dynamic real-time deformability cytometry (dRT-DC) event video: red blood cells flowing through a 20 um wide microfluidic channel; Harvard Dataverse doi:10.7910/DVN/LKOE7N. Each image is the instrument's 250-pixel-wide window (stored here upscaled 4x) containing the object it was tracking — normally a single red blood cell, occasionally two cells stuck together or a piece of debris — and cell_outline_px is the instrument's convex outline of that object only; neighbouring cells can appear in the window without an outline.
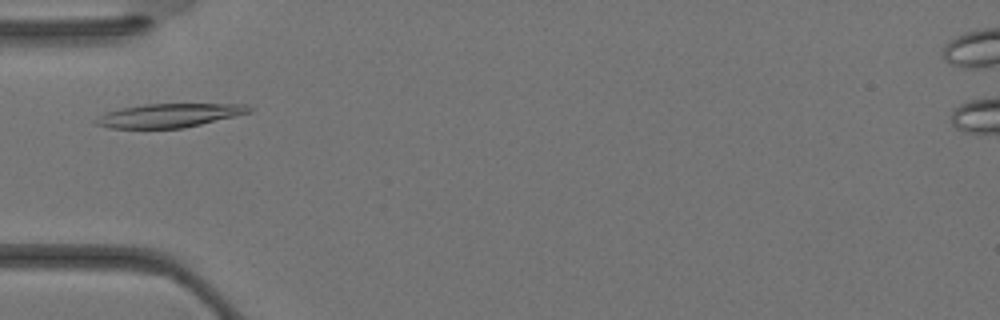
{"species": "Egyptian fruit bat (a non-hibernating species)", "species_latin": "Rousettus aegyptiacus", "temperature_condition": "warm", "stored_images_in_passage": 31, "camera_frame_rate_fps": 3000, "um_per_image_px": 0.085, "animal": {"sex": "female"}, "frame": {"image": 1, "passage_image": 7, "time_ms": 2.0, "image_size_px": [1000, 320], "cell_outline_px": [[256, 108], [252, 112], [184, 128], [108, 128], [96, 124], [96, 120], [100, 116], [108, 112], [120, 108], [144, 104], [244, 104]], "centroid_in_image_um": [14.45, 9.81], "position_along_channel_um": 70.6, "area_um2": 21.1}}
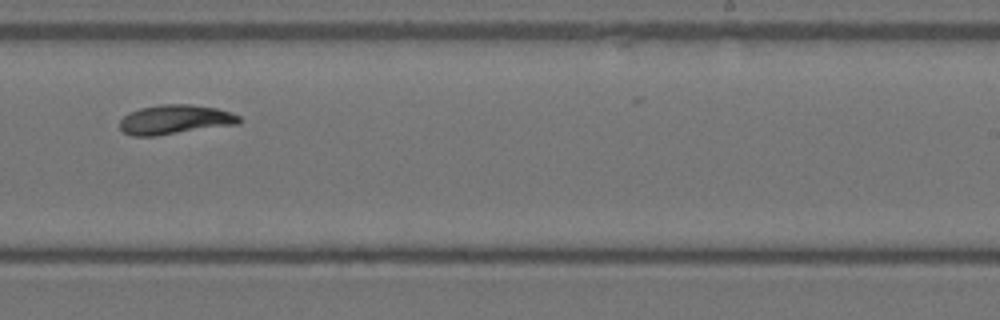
{"frame": {"image": 2, "passage_image": 18, "time_ms": 5.667, "image_size_px": [1000, 320], "cell_outline_px": [[240, 124], [156, 136], [132, 136], [124, 132], [120, 128], [120, 120], [128, 112], [140, 108], [160, 104], [192, 104], [216, 108], [240, 116]], "centroid_in_image_um": [14.86, 10.16], "position_along_channel_um": 274.1, "area_um2": 20.58}}
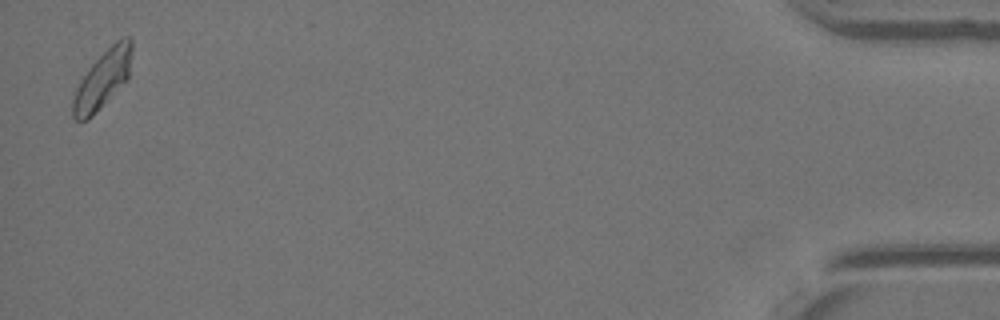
{"frame": {"image": 3, "passage_image": 31, "time_ms": 10.0, "image_size_px": [1000, 320], "cell_outline_px": [[132, 48], [128, 80], [88, 120], [76, 120], [72, 116], [72, 100], [76, 88], [80, 80], [88, 68], [116, 40], [124, 36], [128, 36], [132, 40]], "centroid_in_image_um": [8.73, 6.75], "position_along_channel_um": 426.5, "area_um2": 19.88}}